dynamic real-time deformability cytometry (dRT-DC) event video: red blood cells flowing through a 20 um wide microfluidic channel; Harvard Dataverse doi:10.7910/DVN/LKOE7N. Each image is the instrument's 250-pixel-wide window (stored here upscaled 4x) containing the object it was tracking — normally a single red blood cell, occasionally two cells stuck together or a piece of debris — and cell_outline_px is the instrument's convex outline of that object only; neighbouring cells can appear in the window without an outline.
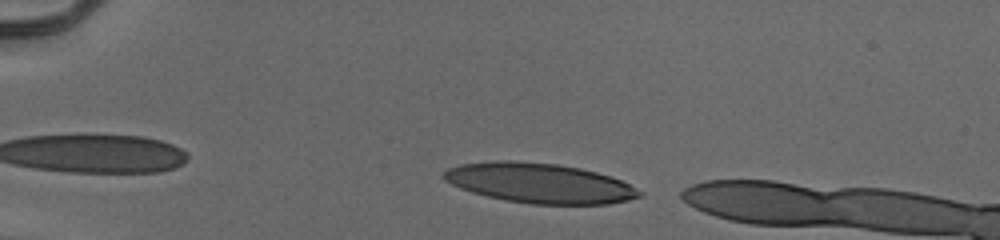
{"species": "human", "species_latin": "Homo sapiens", "temperature_condition": "cold", "stored_images_in_passage": 36, "camera_frame_rate_fps": 3000, "um_per_image_px": 0.085, "donor": {"sex": "male"}, "frame": {"image": 1, "passage_image": 2, "time_ms": 0.333, "image_size_px": [1000, 240], "cell_outline_px": [[644, 196], [628, 200], [608, 204], [532, 204], [508, 200], [488, 196], [472, 192], [460, 188], [444, 180], [440, 176], [448, 168], [460, 164], [496, 160], [512, 160], [556, 164], [580, 168], [612, 176], [644, 192]], "centroid_in_image_um": [45.86, 15.56], "position_along_channel_um": 39.1, "area_um2": 45.49}}
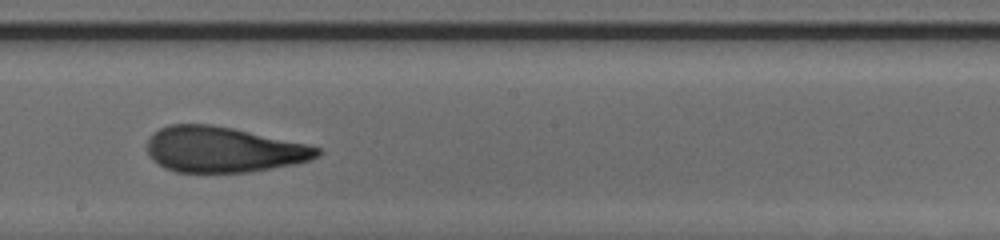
{"frame": {"image": 2, "passage_image": 21, "time_ms": 6.667, "image_size_px": [1000, 240], "cell_outline_px": [[320, 156], [308, 160], [292, 164], [248, 172], [176, 172], [164, 168], [152, 160], [148, 156], [148, 140], [160, 128], [168, 124], [212, 124], [232, 128], [308, 144], [320, 148]], "centroid_in_image_um": [18.95, 12.71], "position_along_channel_um": 229.2, "area_um2": 44.97}}
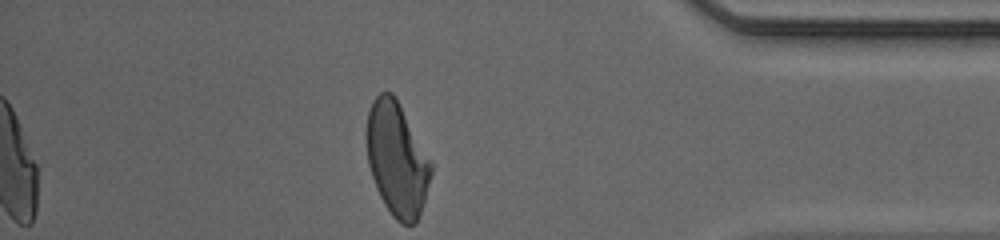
{"frame": {"image": 3, "passage_image": 36, "time_ms": 11.667, "image_size_px": [1000, 240], "cell_outline_px": [[432, 172], [424, 200], [416, 224], [400, 224], [392, 216], [384, 204], [376, 188], [368, 164], [368, 112], [372, 100], [380, 92], [392, 92], [432, 160]], "centroid_in_image_um": [33.76, 13.55], "position_along_channel_um": 401.4, "area_um2": 42.25}, "authors_computed_cell_mechanics": {"area_um2": 45.8065, "velocity_mm_per_s": 3.9476, "shape_relaxation_time_tau1_ms": 6.5705, "shape_relaxation_time_tau2_ms": 1.688, "deformation_change_tau1": 0.2328, "deformation_change_tau2": 0.111}}